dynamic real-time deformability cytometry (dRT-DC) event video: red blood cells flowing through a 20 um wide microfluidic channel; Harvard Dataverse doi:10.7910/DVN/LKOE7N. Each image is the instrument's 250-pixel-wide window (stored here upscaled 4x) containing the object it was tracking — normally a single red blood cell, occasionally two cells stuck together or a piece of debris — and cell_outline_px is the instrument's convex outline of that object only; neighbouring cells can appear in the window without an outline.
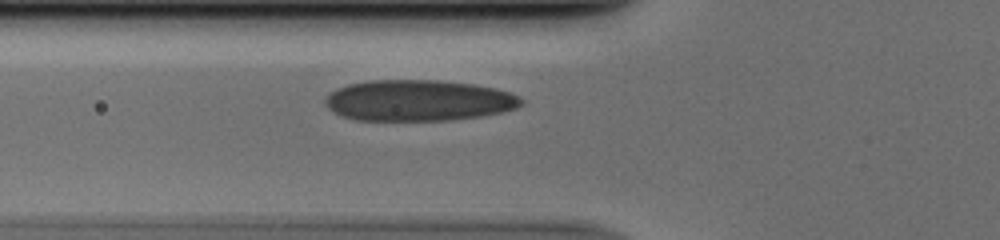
{"species": "human", "species_latin": "Homo sapiens", "temperature_condition": "cold", "stored_images_in_passage": 30, "camera_frame_rate_fps": 3000, "um_per_image_px": 0.085, "donor": {"sex": "male"}, "frame": {"image": 1, "passage_image": 6, "time_ms": 1.667, "image_size_px": [1000, 240], "cell_outline_px": [[524, 104], [516, 108], [500, 112], [480, 116], [452, 120], [356, 120], [340, 116], [328, 108], [324, 104], [324, 100], [336, 88], [348, 84], [368, 80], [440, 80], [472, 84], [496, 88], [520, 96], [524, 100]], "centroid_in_image_um": [35.57, 8.54], "position_along_channel_um": 90.2, "area_um2": 47.11}}
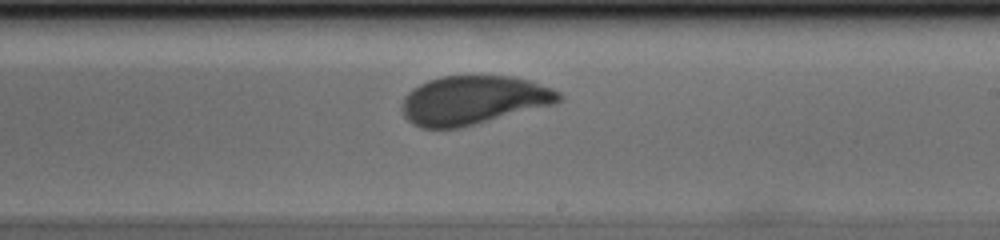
{"frame": {"image": 2, "passage_image": 18, "time_ms": 5.667, "image_size_px": [1000, 240], "cell_outline_px": [[564, 96], [556, 104], [460, 128], [420, 128], [412, 124], [404, 116], [400, 108], [400, 104], [404, 96], [412, 88], [428, 80], [440, 76], [512, 76], [532, 80], [552, 88], [560, 92]], "centroid_in_image_um": [40.23, 8.51], "position_along_channel_um": 248.8, "area_um2": 45.14}}
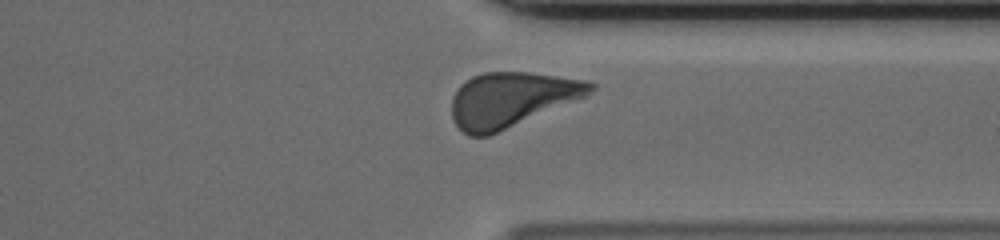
{"frame": {"image": 3, "passage_image": 27, "time_ms": 8.667, "image_size_px": [1000, 240], "cell_outline_px": [[596, 88], [588, 96], [488, 136], [468, 136], [452, 120], [452, 96], [460, 84], [472, 76], [484, 72], [528, 72], [588, 80], [596, 84]], "centroid_in_image_um": [43.49, 8.45], "position_along_channel_um": 367.9, "area_um2": 44.45}}